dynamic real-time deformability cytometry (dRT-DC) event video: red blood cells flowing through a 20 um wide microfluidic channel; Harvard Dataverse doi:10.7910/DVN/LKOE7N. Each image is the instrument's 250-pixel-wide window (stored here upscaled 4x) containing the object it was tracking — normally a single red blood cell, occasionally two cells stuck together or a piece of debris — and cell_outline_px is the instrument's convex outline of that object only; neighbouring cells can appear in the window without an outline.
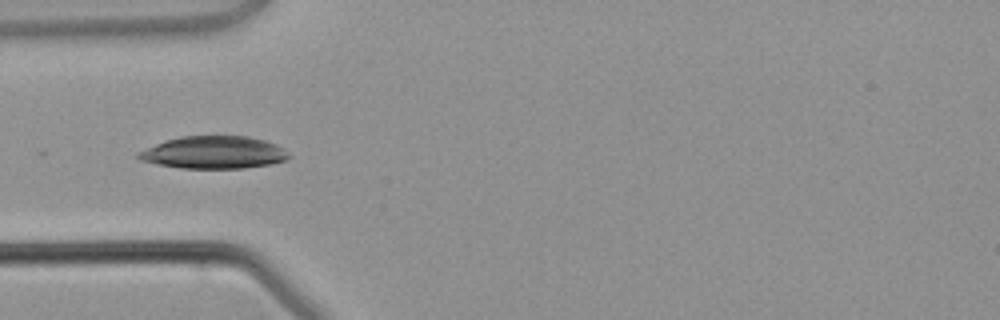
{"species": "common noctule bat (a hibernating species)", "species_latin": "Nyctalus noctula", "temperature_condition": "warm", "stored_images_in_passage": 4, "camera_frame_rate_fps": 3000, "um_per_image_px": 0.085, "animal": {"sex": "male", "body_mass_g": 21.5, "forearm_length_mm": 52.0}, "frame": {"image": 1, "passage_image": 4, "time_ms": 3.667, "image_size_px": [1000, 320], "cell_outline_px": [[292, 156], [288, 160], [268, 164], [244, 168], [180, 168], [156, 164], [140, 160], [136, 156], [136, 152], [156, 144], [180, 136], [248, 136], [264, 140], [276, 144], [284, 148]], "centroid_in_image_um": [18.19, 12.96], "position_along_channel_um": 66.8, "area_um2": 28.55}}